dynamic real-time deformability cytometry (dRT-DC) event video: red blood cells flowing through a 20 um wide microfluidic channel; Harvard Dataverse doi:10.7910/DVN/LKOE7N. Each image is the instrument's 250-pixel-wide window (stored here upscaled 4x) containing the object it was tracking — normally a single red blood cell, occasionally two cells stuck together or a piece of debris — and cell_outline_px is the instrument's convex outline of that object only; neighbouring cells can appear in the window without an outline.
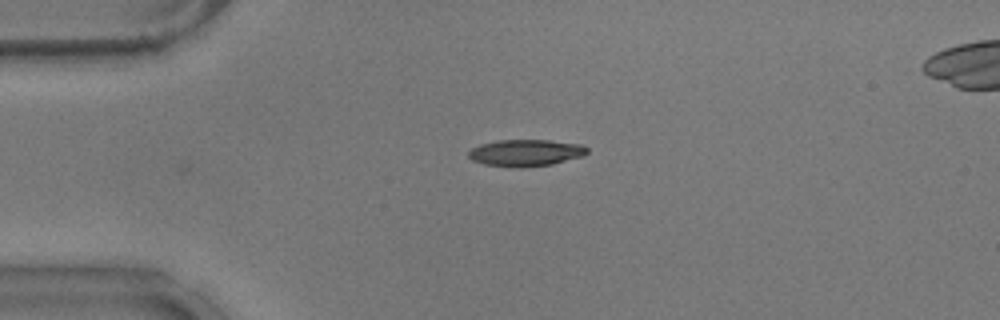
{"species": "common noctule bat (a hibernating species)", "species_latin": "Nyctalus noctula", "temperature_condition": "warm", "stored_images_in_passage": 4, "camera_frame_rate_fps": 3000, "um_per_image_px": 0.085, "animal": {"sex": "male", "body_mass_g": 17.9}, "frame": {"image": 1, "passage_image": 1, "time_ms": 0.0, "image_size_px": [1000, 320], "cell_outline_px": [[588, 152], [584, 156], [552, 164], [520, 168], [484, 164], [472, 160], [468, 156], [468, 152], [472, 148], [480, 144], [496, 140], [548, 140], [580, 144], [588, 148]], "centroid_in_image_um": [44.68, 12.99], "position_along_channel_um": 40.3, "area_um2": 18.55}}